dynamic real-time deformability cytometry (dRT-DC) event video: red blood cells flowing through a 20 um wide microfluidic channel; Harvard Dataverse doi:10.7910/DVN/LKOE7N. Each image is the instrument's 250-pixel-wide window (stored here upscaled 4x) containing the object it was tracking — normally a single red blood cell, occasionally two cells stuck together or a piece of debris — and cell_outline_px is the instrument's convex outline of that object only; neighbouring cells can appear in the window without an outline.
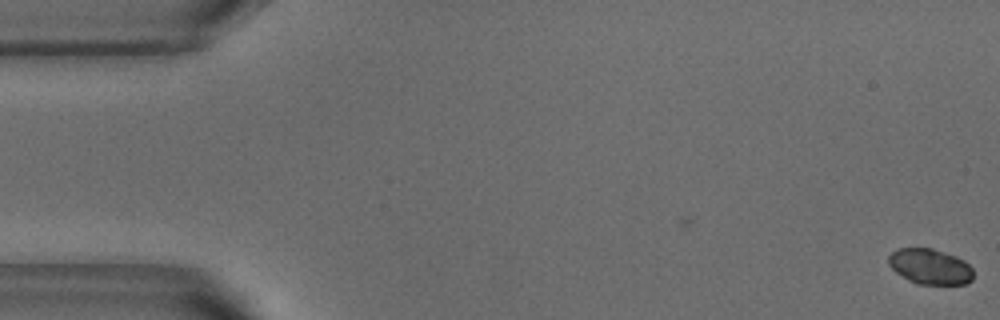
{"species": "common noctule bat (a hibernating species)", "species_latin": "Nyctalus noctula", "temperature_condition": "warm", "stored_images_in_passage": 41, "camera_frame_rate_fps": 3000, "um_per_image_px": 0.085, "animal": {"sex": "male", "body_mass_g": 18.8}, "frame": {"image": 1, "passage_image": 1, "time_ms": 0.0, "image_size_px": [1000, 320], "cell_outline_px": [[972, 280], [964, 284], [916, 284], [908, 280], [896, 272], [888, 264], [888, 256], [896, 248], [932, 248], [956, 256], [964, 260], [972, 268]], "centroid_in_image_um": [79.04, 22.65], "position_along_channel_um": 6.0, "area_um2": 17.57}}
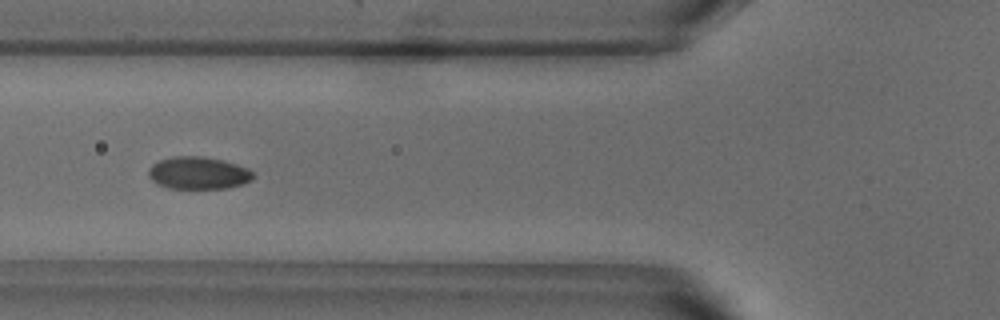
{"frame": {"image": 2, "passage_image": 20, "time_ms": 6.333, "image_size_px": [1000, 320], "cell_outline_px": [[256, 176], [252, 180], [244, 184], [228, 188], [168, 188], [156, 184], [148, 176], [148, 168], [152, 164], [160, 160], [172, 156], [204, 156], [224, 160], [248, 168]], "centroid_in_image_um": [16.86, 14.7], "position_along_channel_um": 108.9, "area_um2": 20.06}}
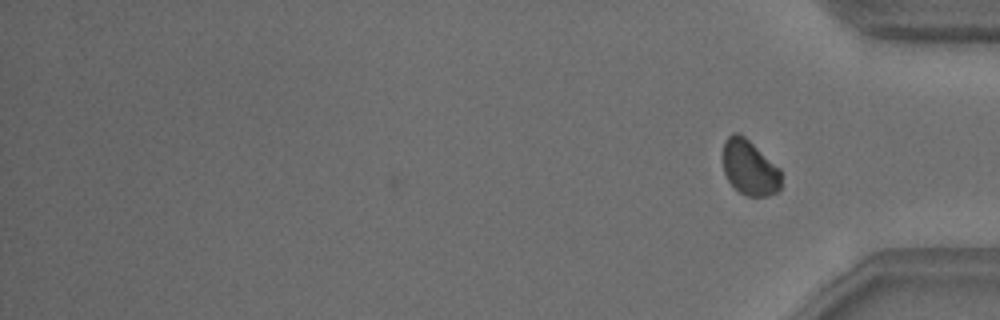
{"frame": {"image": 3, "passage_image": 41, "time_ms": 13.333, "image_size_px": [1000, 320], "cell_outline_px": [[780, 188], [776, 192], [768, 196], [748, 196], [740, 192], [728, 180], [724, 172], [724, 140], [732, 132], [736, 132], [744, 136], [780, 168]], "centroid_in_image_um": [63.72, 14.24], "position_along_channel_um": 371.5, "area_um2": 18.5}, "authors_computed_cell_mechanics": {"area_um2": 19.2474, "velocity_mm_per_s": 3.7951, "shape_relaxation_time_tau1_ms": 3.9341, "shape_relaxation_time_tau2_ms": null, "deformation_change_tau1": 0.1139, "deformation_change_tau2": null}}